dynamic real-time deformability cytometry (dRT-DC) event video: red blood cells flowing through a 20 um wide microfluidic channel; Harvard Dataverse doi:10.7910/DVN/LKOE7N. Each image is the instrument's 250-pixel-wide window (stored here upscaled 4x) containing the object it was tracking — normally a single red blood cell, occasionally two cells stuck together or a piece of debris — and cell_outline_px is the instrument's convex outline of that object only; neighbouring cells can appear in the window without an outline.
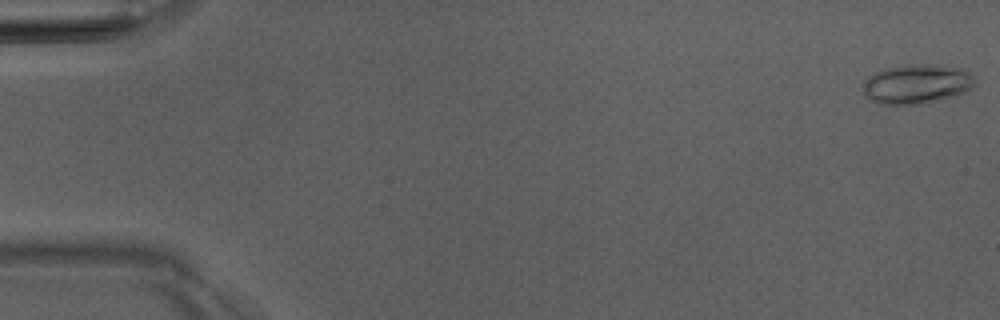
{"species": "Egyptian fruit bat (a non-hibernating species)", "species_latin": "Rousettus aegyptiacus", "temperature_condition": "room temperature", "stored_images_in_passage": 7, "camera_frame_rate_fps": 3000, "um_per_image_px": 0.085, "animal": {"sex": "male"}, "frame": {"image": 1, "passage_image": 1, "time_ms": 0.0, "image_size_px": [1000, 320], "cell_outline_px": [[976, 84], [968, 92], [956, 96], [920, 104], [876, 104], [864, 96], [864, 80], [872, 72], [884, 68], [908, 64], [928, 64], [964, 68], [972, 76]], "centroid_in_image_um": [77.91, 7.14], "position_along_channel_um": 7.1, "area_um2": 26.18}}
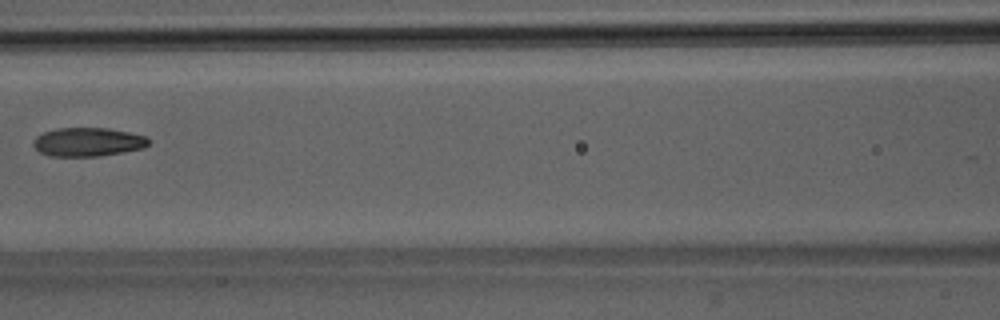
{"frame": {"image": 2, "passage_image": 7, "time_ms": 7.667, "image_size_px": [1000, 320], "cell_outline_px": [[148, 144], [144, 148], [124, 152], [100, 156], [48, 156], [40, 152], [32, 144], [36, 136], [44, 132], [56, 128], [108, 128], [128, 132], [144, 136], [148, 140]], "centroid_in_image_um": [7.44, 12.07], "position_along_channel_um": 159.2, "area_um2": 19.25}}